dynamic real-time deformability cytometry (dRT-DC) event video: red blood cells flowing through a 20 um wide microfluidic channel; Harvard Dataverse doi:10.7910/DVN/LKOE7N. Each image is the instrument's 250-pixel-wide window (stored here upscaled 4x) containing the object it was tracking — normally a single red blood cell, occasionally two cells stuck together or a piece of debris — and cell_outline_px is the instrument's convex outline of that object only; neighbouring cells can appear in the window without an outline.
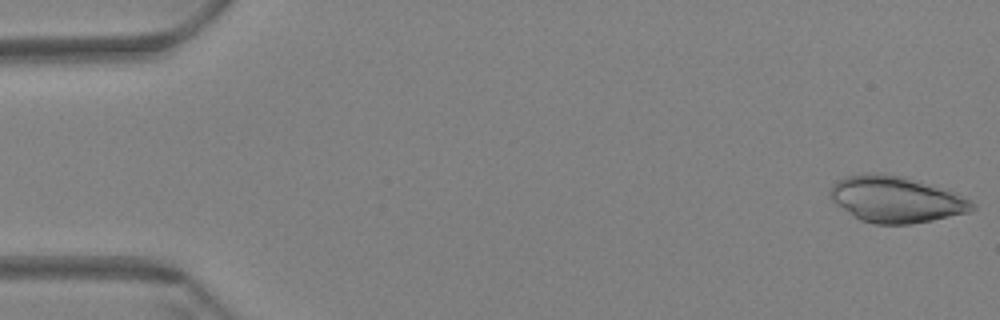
{"species": "Egyptian fruit bat (a non-hibernating species)", "species_latin": "Rousettus aegyptiacus", "temperature_condition": "warm", "stored_images_in_passage": 59, "camera_frame_rate_fps": 3000, "um_per_image_px": 0.085, "animal": {"sex": "female"}, "frame": {"image": 1, "passage_image": 1, "time_ms": 0.0, "image_size_px": [1000, 320], "cell_outline_px": [[976, 208], [968, 212], [932, 220], [908, 224], [876, 224], [860, 220], [836, 204], [832, 200], [828, 192], [832, 184], [836, 180], [844, 176], [872, 172], [884, 172], [904, 176], [956, 192], [972, 200], [976, 204]], "centroid_in_image_um": [76.15, 16.92], "position_along_channel_um": 8.8, "area_um2": 38.67}}
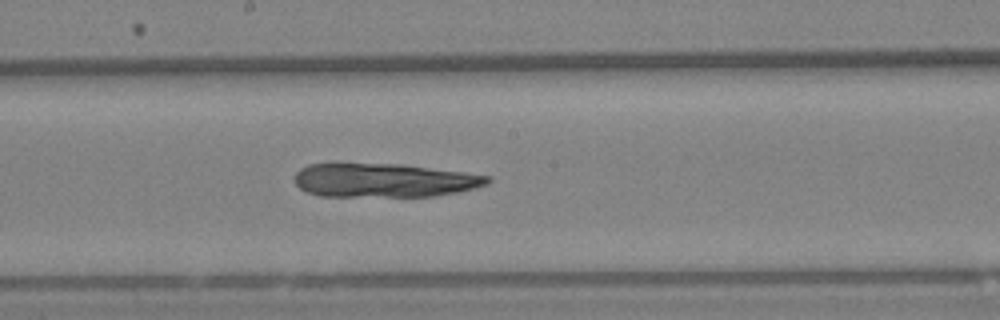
{"frame": {"image": 2, "passage_image": 32, "time_ms": 10.333, "image_size_px": [1000, 320], "cell_outline_px": [[492, 180], [488, 184], [476, 188], [456, 192], [432, 196], [320, 196], [308, 192], [300, 188], [296, 184], [296, 172], [300, 168], [308, 164], [336, 160], [400, 164], [464, 172], [492, 176]], "centroid_in_image_um": [32.58, 15.27], "position_along_channel_um": 215.6, "area_um2": 39.19}}
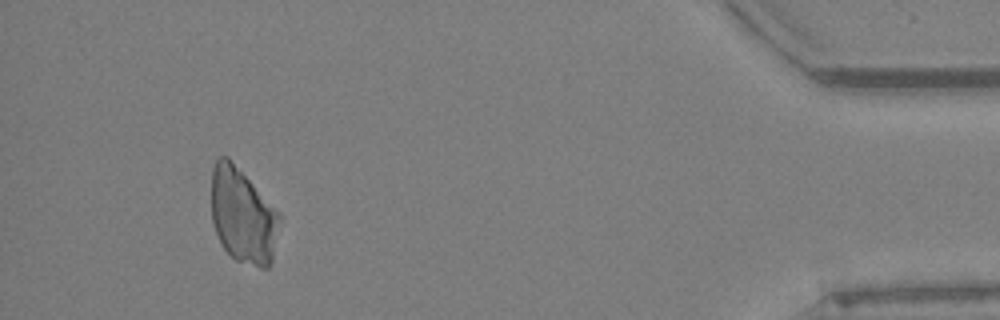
{"frame": {"image": 3, "passage_image": 55, "time_ms": 18.0, "image_size_px": [1000, 320], "cell_outline_px": [[280, 220], [272, 264], [268, 268], [260, 268], [236, 260], [224, 248], [212, 224], [212, 168], [216, 160], [220, 156], [228, 156], [280, 212]], "centroid_in_image_um": [20.66, 18.33], "position_along_channel_um": 414.5, "area_um2": 37.97}}